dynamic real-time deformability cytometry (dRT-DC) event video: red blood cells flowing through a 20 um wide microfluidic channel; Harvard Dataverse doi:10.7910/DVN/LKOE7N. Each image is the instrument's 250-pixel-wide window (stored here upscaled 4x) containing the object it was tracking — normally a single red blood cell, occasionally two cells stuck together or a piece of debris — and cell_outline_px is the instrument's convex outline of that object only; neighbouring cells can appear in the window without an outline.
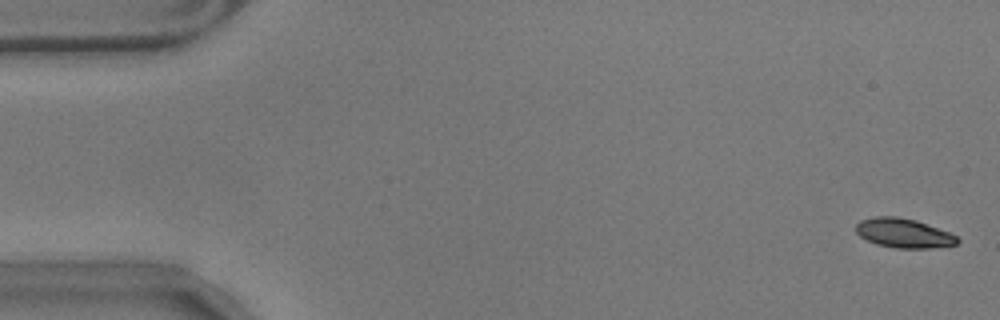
{"species": "common noctule bat (a hibernating species)", "species_latin": "Nyctalus noctula", "temperature_condition": "warm", "stored_images_in_passage": 57, "camera_frame_rate_fps": 3000, "um_per_image_px": 0.085, "animal": {"sex": "male", "body_mass_g": 17.9}, "frame": {"image": 1, "passage_image": 1, "time_ms": 0.0, "image_size_px": [1000, 320], "cell_outline_px": [[960, 240], [956, 244], [928, 248], [896, 248], [876, 244], [860, 236], [856, 232], [856, 224], [860, 220], [876, 216], [896, 216], [916, 220], [948, 232], [956, 236]], "centroid_in_image_um": [76.78, 19.81], "position_along_channel_um": 8.2, "area_um2": 17.17}}
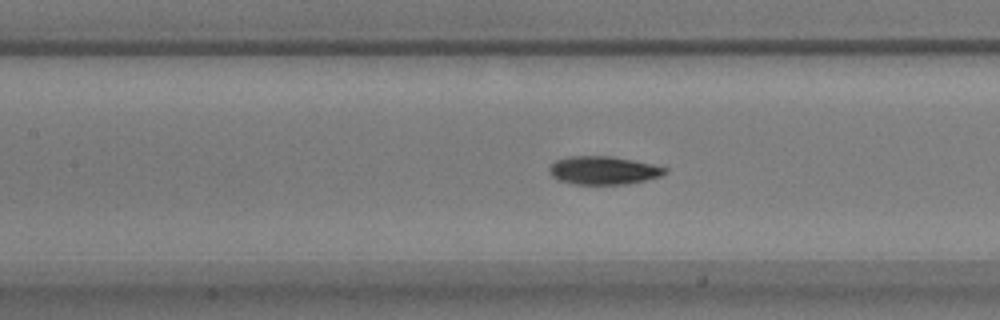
{"frame": {"image": 2, "passage_image": 25, "time_ms": 8.0, "image_size_px": [1000, 320], "cell_outline_px": [[668, 172], [660, 176], [628, 184], [576, 184], [556, 180], [548, 172], [548, 168], [556, 160], [568, 156], [612, 156], [652, 164], [668, 168]], "centroid_in_image_um": [51.27, 14.48], "position_along_channel_um": 156.1, "area_um2": 19.07}}
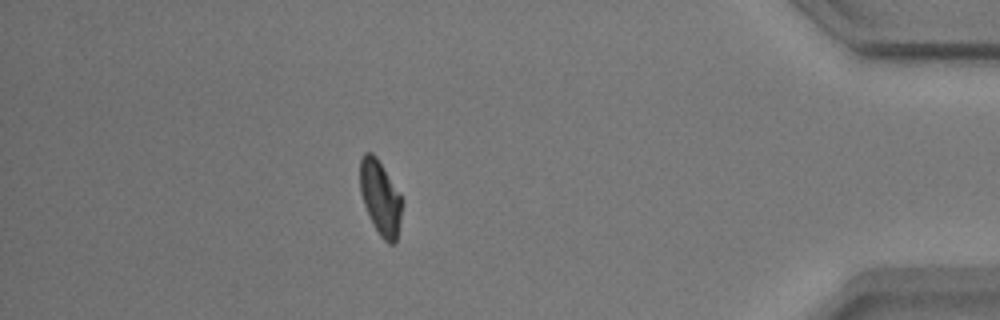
{"frame": {"image": 3, "passage_image": 50, "time_ms": 16.333, "image_size_px": [1000, 320], "cell_outline_px": [[404, 204], [396, 244], [388, 244], [380, 236], [364, 204], [360, 192], [360, 160], [364, 152], [372, 152], [376, 156], [404, 200]], "centroid_in_image_um": [32.36, 16.82], "position_along_channel_um": 402.8, "area_um2": 18.32}, "authors_computed_cell_mechanics": {"area_um2": 18.6694, "velocity_mm_per_s": 3.5081, "shape_relaxation_time_tau1_ms": 3.7824, "shape_relaxation_time_tau2_ms": 2.1189, "deformation_change_tau1": 0.1631, "deformation_change_tau2": 0.0525}}